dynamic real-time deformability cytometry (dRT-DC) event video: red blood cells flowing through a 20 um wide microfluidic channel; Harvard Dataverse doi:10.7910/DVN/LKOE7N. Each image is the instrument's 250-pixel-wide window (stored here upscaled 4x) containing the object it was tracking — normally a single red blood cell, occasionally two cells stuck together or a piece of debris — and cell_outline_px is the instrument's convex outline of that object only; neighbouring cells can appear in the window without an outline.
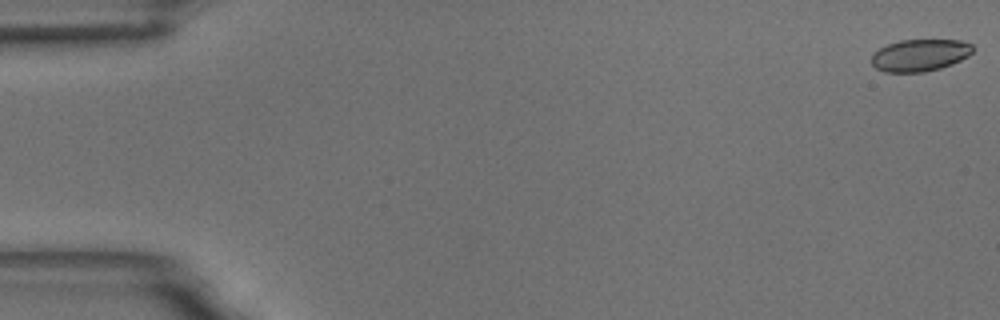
{"species": "common noctule bat (a hibernating species)", "species_latin": "Nyctalus noctula", "temperature_condition": "room temperature", "stored_images_in_passage": 59, "camera_frame_rate_fps": 3000, "um_per_image_px": 0.085, "animal": {"sex": "male", "body_mass_g": 18.8}, "frame": {"image": 1, "passage_image": 1, "time_ms": 0.0, "image_size_px": [1000, 320], "cell_outline_px": [[976, 48], [968, 56], [952, 64], [940, 68], [924, 72], [884, 72], [876, 68], [872, 64], [872, 52], [888, 44], [900, 40], [960, 40], [972, 44]], "centroid_in_image_um": [78.2, 4.69], "position_along_channel_um": 6.8, "area_um2": 19.02}}
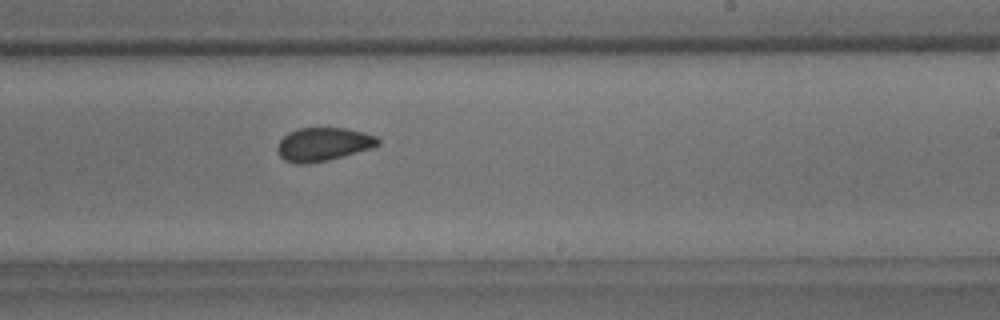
{"frame": {"image": 2, "passage_image": 36, "time_ms": 11.667, "image_size_px": [1000, 320], "cell_outline_px": [[380, 144], [372, 148], [344, 156], [328, 160], [308, 164], [296, 164], [284, 160], [276, 152], [276, 148], [280, 140], [288, 132], [300, 128], [344, 128], [364, 132], [376, 136], [380, 140]], "centroid_in_image_um": [27.46, 12.27], "position_along_channel_um": 261.5, "area_um2": 19.77}}
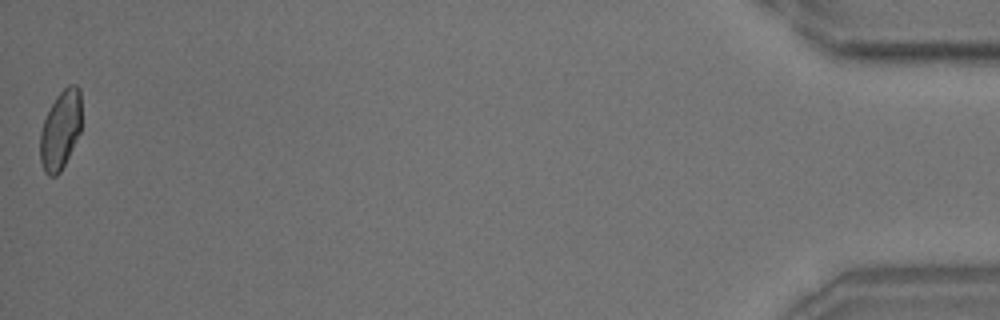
{"frame": {"image": 3, "passage_image": 59, "time_ms": 19.333, "image_size_px": [1000, 320], "cell_outline_px": [[80, 132], [60, 172], [56, 176], [48, 176], [44, 172], [40, 160], [40, 132], [44, 120], [56, 96], [68, 84], [76, 84], [80, 88]], "centroid_in_image_um": [5.13, 11.04], "position_along_channel_um": 430.1, "area_um2": 18.84}, "authors_computed_cell_mechanics": {"area_um2": 19.8254, "velocity_mm_per_s": 3.4306, "shape_relaxation_time_tau1_ms": 4.4418, "shape_relaxation_time_tau2_ms": 1.4078, "deformation_change_tau1": 0.0957, "deformation_change_tau2": 0.0602}}